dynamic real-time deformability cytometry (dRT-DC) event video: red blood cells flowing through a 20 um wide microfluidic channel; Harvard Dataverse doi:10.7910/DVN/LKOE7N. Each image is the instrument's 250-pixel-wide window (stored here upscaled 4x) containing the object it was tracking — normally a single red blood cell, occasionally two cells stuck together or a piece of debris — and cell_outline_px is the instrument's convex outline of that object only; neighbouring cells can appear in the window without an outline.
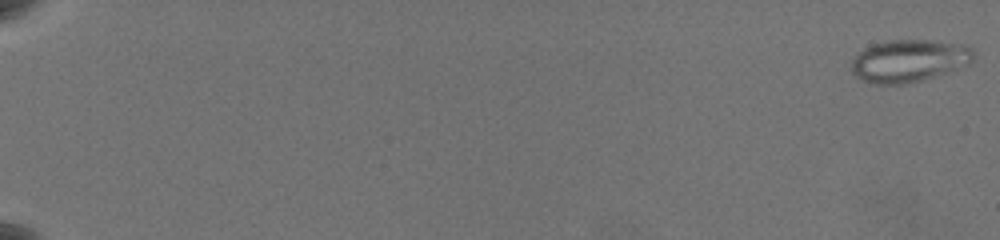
{"species": "common noctule bat (a hibernating species)", "species_latin": "Nyctalus noctula", "temperature_condition": "warm", "stored_images_in_passage": 63, "camera_frame_rate_fps": 3000, "um_per_image_px": 0.085, "animal": {"sex": "female", "body_mass_g": 19.5, "forearm_length_mm": 54.1}, "frame": {"image": 1, "passage_image": 1, "time_ms": 0.0, "image_size_px": [1000, 240], "cell_outline_px": [[972, 60], [968, 64], [948, 72], [920, 80], [904, 84], [876, 84], [860, 80], [852, 72], [852, 60], [864, 48], [872, 44], [888, 40], [928, 40], [952, 44], [972, 48]], "centroid_in_image_um": [77.19, 5.18], "position_along_channel_um": 7.8, "area_um2": 29.65}}
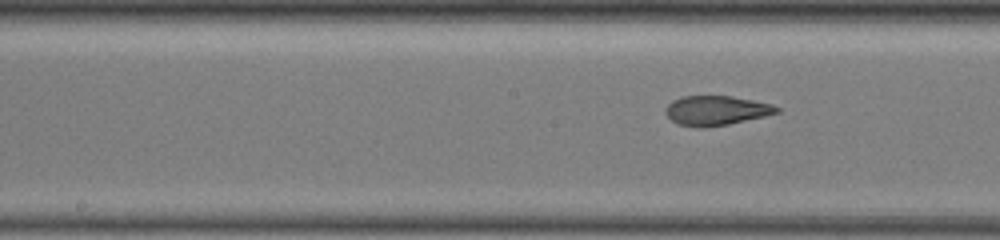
{"frame": {"image": 2, "passage_image": 36, "time_ms": 11.667, "image_size_px": [1000, 240], "cell_outline_px": [[780, 112], [764, 116], [728, 124], [704, 128], [700, 128], [676, 124], [664, 112], [664, 108], [672, 100], [680, 96], [732, 96], [772, 104], [780, 108]], "centroid_in_image_um": [60.84, 9.39], "position_along_channel_um": 187.4, "area_um2": 19.25}}
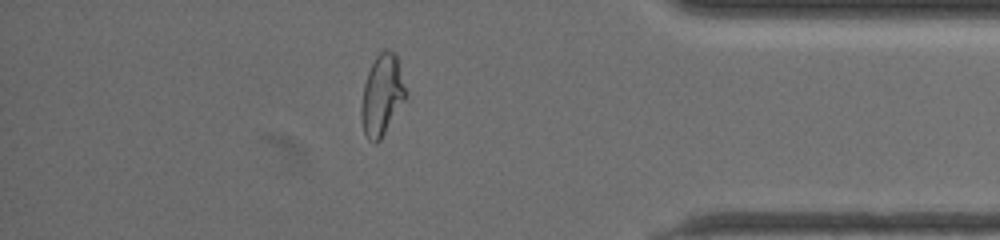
{"frame": {"image": 3, "passage_image": 56, "time_ms": 18.333, "image_size_px": [1000, 240], "cell_outline_px": [[408, 96], [380, 140], [376, 144], [368, 140], [364, 132], [360, 116], [360, 108], [364, 84], [368, 72], [376, 56], [384, 48], [392, 52], [396, 56], [408, 92]], "centroid_in_image_um": [32.47, 8.11], "position_along_channel_um": 402.7, "area_um2": 21.1}, "authors_computed_cell_mechanics": {"area_um2": 22.3108, "velocity_mm_per_s": 3.5611, "shape_relaxation_time_tau1_ms": null, "shape_relaxation_time_tau2_ms": 1.2204, "deformation_change_tau1": null, "deformation_change_tau2": 0.0758}}